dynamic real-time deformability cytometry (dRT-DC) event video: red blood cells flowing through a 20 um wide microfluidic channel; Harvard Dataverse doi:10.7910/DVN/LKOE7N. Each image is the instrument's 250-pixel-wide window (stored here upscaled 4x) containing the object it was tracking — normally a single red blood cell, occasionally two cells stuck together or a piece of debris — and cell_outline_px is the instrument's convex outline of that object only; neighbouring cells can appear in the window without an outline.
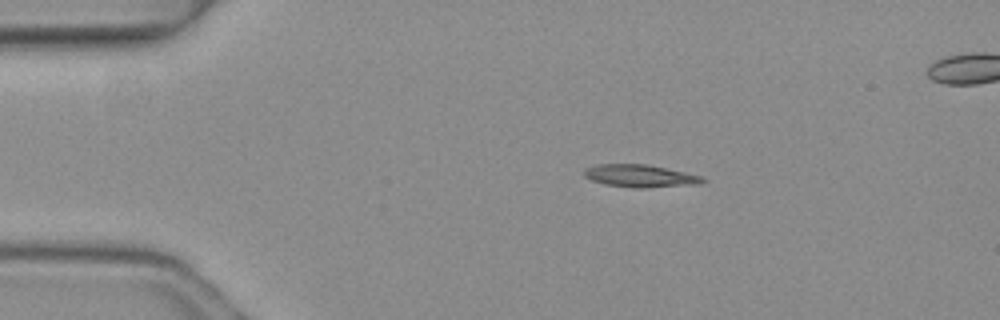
{"species": "common noctule bat (a hibernating species)", "species_latin": "Nyctalus noctula", "temperature_condition": "warm", "stored_images_in_passage": 4, "camera_frame_rate_fps": 3000, "um_per_image_px": 0.085, "animal": {"sex": "female", "body_mass_g": 19.3, "forearm_length_mm": 54.1}, "frame": {"image": 1, "passage_image": 2, "time_ms": 0.333, "image_size_px": [1000, 320], "cell_outline_px": [[708, 180], [700, 184], [648, 188], [636, 188], [604, 184], [592, 180], [584, 176], [584, 172], [588, 168], [596, 164], [644, 164], [664, 168], [700, 176]], "centroid_in_image_um": [54.42, 14.97], "position_along_channel_um": 30.6, "area_um2": 15.37}}